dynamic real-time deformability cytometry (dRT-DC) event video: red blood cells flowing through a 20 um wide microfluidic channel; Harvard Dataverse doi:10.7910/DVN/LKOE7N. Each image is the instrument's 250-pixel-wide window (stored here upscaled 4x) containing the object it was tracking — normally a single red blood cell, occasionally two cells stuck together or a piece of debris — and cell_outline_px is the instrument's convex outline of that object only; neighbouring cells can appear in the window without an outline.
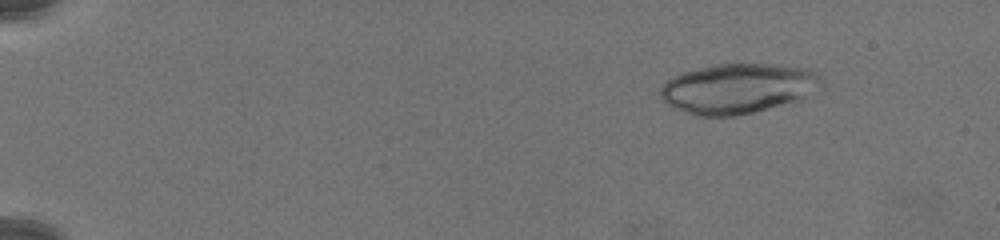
{"species": "common noctule bat (a hibernating species)", "species_latin": "Nyctalus noctula", "temperature_condition": "warm", "stored_images_in_passage": 75, "camera_frame_rate_fps": 3000, "um_per_image_px": 0.085, "animal": {"sex": "female", "body_mass_g": 19.5, "forearm_length_mm": 54.1}, "frame": {"image": 1, "passage_image": 11, "time_ms": 3.333, "image_size_px": [1000, 240], "cell_outline_px": [[824, 84], [800, 100], [736, 116], [696, 116], [672, 108], [660, 96], [660, 88], [672, 76], [684, 72], [716, 64], [772, 64], [804, 68], [816, 72], [824, 76]], "centroid_in_image_um": [62.74, 7.52], "position_along_channel_um": 22.3, "area_um2": 46.93}}